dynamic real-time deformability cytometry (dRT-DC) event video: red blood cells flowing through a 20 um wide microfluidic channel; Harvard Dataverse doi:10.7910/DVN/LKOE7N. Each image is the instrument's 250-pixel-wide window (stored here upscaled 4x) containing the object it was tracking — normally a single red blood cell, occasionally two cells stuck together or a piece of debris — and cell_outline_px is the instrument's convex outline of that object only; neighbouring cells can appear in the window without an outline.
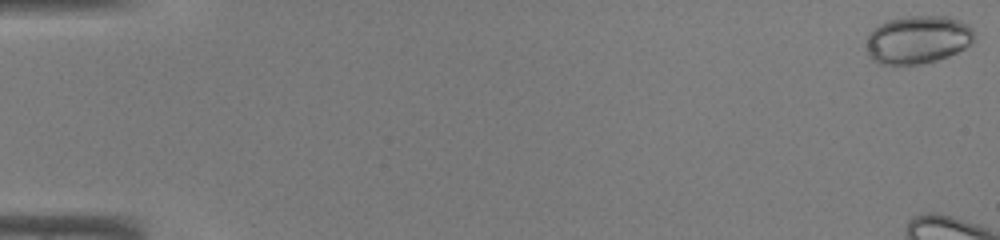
{"species": "common noctule bat (a hibernating species)", "species_latin": "Nyctalus noctula", "temperature_condition": "warm", "stored_images_in_passage": 7, "camera_frame_rate_fps": 3000, "um_per_image_px": 0.085, "animal": {"sex": "male", "body_mass_g": 19.0, "forearm_length_mm": 50.8}, "frame": {"image": 1, "passage_image": 1, "time_ms": 0.0, "image_size_px": [1000, 240], "cell_outline_px": [[972, 40], [964, 48], [948, 56], [936, 60], [920, 64], [880, 64], [872, 60], [868, 56], [868, 36], [880, 24], [888, 20], [908, 16], [948, 16], [968, 24], [972, 28]], "centroid_in_image_um": [78.0, 3.37], "position_along_channel_um": 7.0, "area_um2": 29.77}}